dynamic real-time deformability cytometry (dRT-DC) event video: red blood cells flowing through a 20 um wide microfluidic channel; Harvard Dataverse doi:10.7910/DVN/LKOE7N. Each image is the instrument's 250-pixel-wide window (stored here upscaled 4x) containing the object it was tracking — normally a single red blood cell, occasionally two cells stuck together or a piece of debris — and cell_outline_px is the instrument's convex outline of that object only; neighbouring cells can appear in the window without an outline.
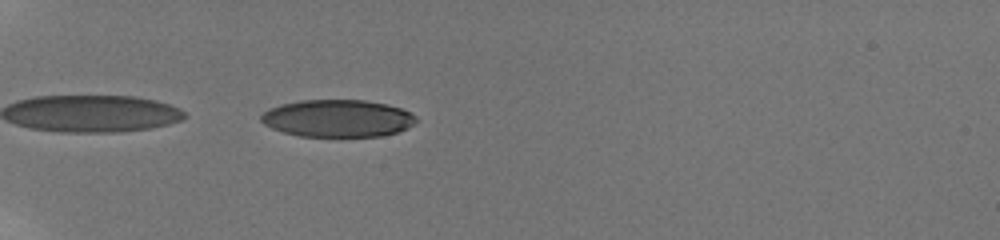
{"species": "human", "species_latin": "Homo sapiens", "temperature_condition": "room temperature", "stored_images_in_passage": 7, "camera_frame_rate_fps": 3000, "um_per_image_px": 0.085, "donor": {"sex": "male"}, "frame": {"image": 1, "passage_image": 7, "time_ms": 4.667, "image_size_px": [1000, 240], "cell_outline_px": [[416, 120], [408, 128], [396, 132], [380, 136], [300, 136], [284, 132], [272, 128], [264, 124], [260, 120], [260, 116], [268, 108], [280, 104], [300, 100], [364, 100], [388, 104], [400, 108], [416, 116]], "centroid_in_image_um": [28.67, 10.05], "position_along_channel_um": 56.3, "area_um2": 33.64}}